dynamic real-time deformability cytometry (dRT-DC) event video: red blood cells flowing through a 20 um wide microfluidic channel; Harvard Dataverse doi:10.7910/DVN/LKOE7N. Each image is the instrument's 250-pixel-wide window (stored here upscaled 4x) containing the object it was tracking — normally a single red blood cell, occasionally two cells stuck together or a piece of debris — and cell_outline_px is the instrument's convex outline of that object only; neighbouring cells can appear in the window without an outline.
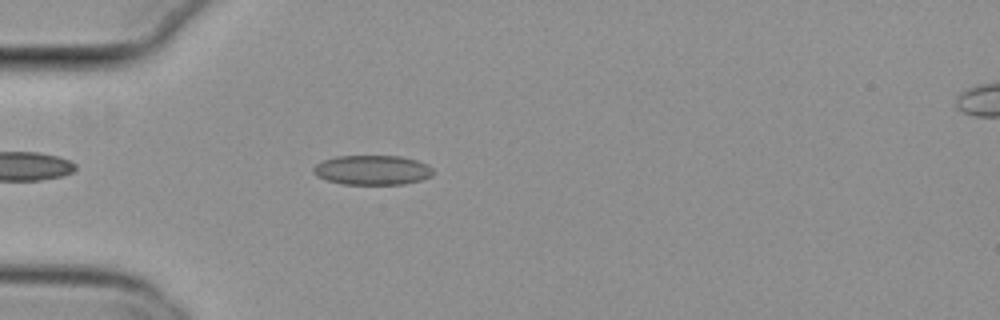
{"species": "common noctule bat (a hibernating species)", "species_latin": "Nyctalus noctula", "temperature_condition": "cold", "stored_images_in_passage": 43, "camera_frame_rate_fps": 3000, "um_per_image_px": 0.085, "animal": {"sex": "female", "body_mass_g": 29.2, "forearm_length_mm": 56.3}, "frame": {"image": 1, "passage_image": 5, "time_ms": 1.333, "image_size_px": [1000, 320], "cell_outline_px": [[432, 176], [420, 180], [404, 184], [344, 184], [328, 180], [316, 176], [312, 172], [312, 168], [316, 164], [324, 160], [336, 156], [400, 156], [416, 160], [428, 164], [432, 168]], "centroid_in_image_um": [31.64, 14.45], "position_along_channel_um": 53.4, "area_um2": 20.63}}
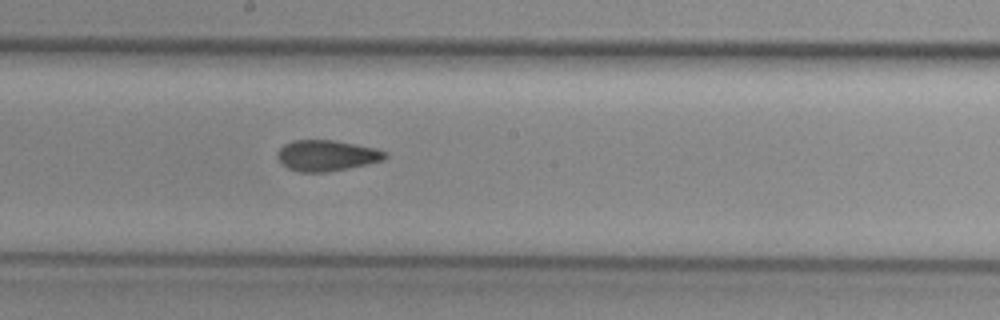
{"frame": {"image": 2, "passage_image": 19, "time_ms": 6.0, "image_size_px": [1000, 320], "cell_outline_px": [[388, 156], [384, 160], [368, 164], [328, 172], [300, 172], [288, 168], [276, 156], [276, 152], [284, 144], [292, 140], [332, 140], [376, 148], [388, 152]], "centroid_in_image_um": [27.78, 13.22], "position_along_channel_um": 220.4, "area_um2": 19.42}}
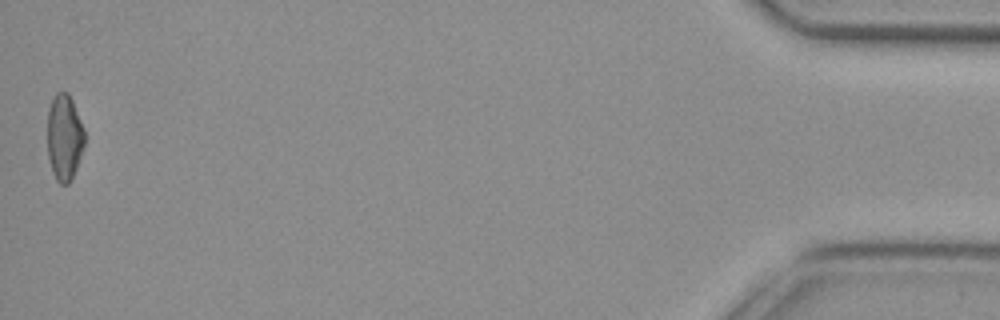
{"frame": {"image": 3, "passage_image": 43, "time_ms": 14.0, "image_size_px": [1000, 320], "cell_outline_px": [[84, 144], [76, 168], [68, 184], [60, 184], [56, 180], [52, 172], [48, 156], [48, 112], [52, 100], [56, 92], [68, 92], [72, 100], [84, 128]], "centroid_in_image_um": [5.46, 11.67], "position_along_channel_um": 429.7, "area_um2": 18.44}, "authors_computed_cell_mechanics": {"area_um2": 19.4208, "velocity_mm_per_s": 3.8091, "shape_relaxation_time_tau1_ms": null, "shape_relaxation_time_tau2_ms": 1.6471, "deformation_change_tau1": null, "deformation_change_tau2": 0.0731}}